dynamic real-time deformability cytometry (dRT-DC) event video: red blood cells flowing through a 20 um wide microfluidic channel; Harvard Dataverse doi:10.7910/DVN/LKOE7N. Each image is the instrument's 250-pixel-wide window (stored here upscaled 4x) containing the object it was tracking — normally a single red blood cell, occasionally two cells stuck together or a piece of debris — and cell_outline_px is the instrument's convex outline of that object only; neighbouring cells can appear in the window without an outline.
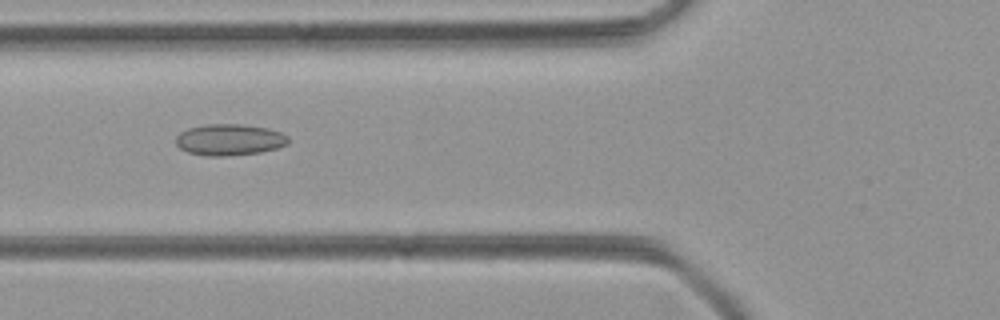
{"species": "common noctule bat (a hibernating species)", "species_latin": "Nyctalus noctula", "temperature_condition": "room temperature", "stored_images_in_passage": 50, "camera_frame_rate_fps": 3000, "um_per_image_px": 0.085, "animal": {"sex": "female", "body_mass_g": 21.9}, "frame": {"image": 1, "passage_image": 19, "time_ms": 6.0, "image_size_px": [1000, 320], "cell_outline_px": [[288, 144], [276, 148], [260, 152], [224, 156], [208, 156], [188, 152], [180, 148], [176, 144], [176, 136], [180, 132], [188, 128], [204, 124], [240, 124], [268, 128], [280, 132], [288, 136]], "centroid_in_image_um": [19.49, 11.87], "position_along_channel_um": 106.3, "area_um2": 20.52}}
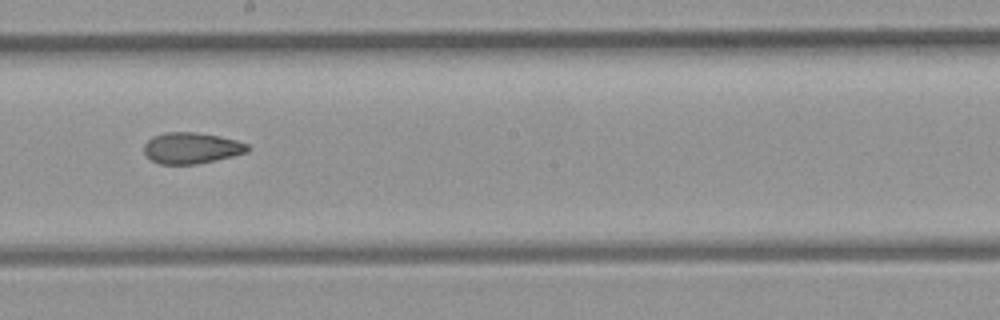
{"frame": {"image": 2, "passage_image": 28, "time_ms": 9.0, "image_size_px": [1000, 320], "cell_outline_px": [[248, 152], [216, 160], [196, 164], [160, 164], [152, 160], [144, 152], [144, 144], [152, 136], [164, 132], [196, 132], [236, 140], [248, 144]], "centroid_in_image_um": [16.25, 12.58], "position_along_channel_um": 231.9, "area_um2": 18.67}}
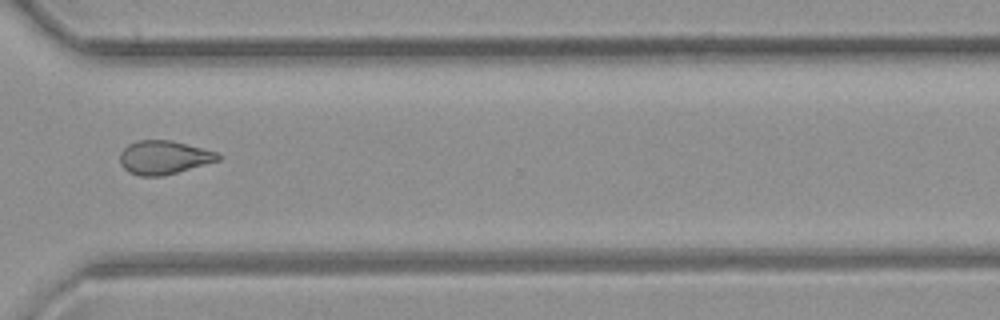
{"frame": {"image": 3, "passage_image": 37, "time_ms": 12.0, "image_size_px": [1000, 320], "cell_outline_px": [[224, 156], [220, 160], [164, 176], [140, 176], [128, 172], [120, 164], [120, 152], [128, 144], [136, 140], [172, 140], [216, 152]], "centroid_in_image_um": [13.92, 13.38], "position_along_channel_um": 356.7, "area_um2": 19.36}}